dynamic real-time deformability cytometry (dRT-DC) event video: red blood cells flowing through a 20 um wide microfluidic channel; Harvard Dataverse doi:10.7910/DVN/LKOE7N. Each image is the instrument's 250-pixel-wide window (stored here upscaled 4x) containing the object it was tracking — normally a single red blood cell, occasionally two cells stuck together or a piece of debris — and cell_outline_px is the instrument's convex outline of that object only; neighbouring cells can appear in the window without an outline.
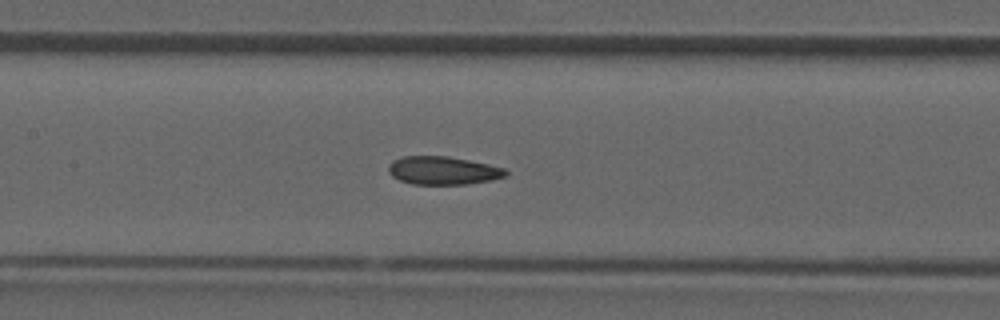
{"species": "common noctule bat (a hibernating species)", "species_latin": "Nyctalus noctula", "temperature_condition": "room temperature", "stored_images_in_passage": 42, "camera_frame_rate_fps": 3000, "um_per_image_px": 0.085, "animal": {"sex": "male", "forearm_length_mm": 52.5}, "frame": {"image": 1, "passage_image": 19, "time_ms": 6.0, "image_size_px": [1000, 320], "cell_outline_px": [[508, 172], [504, 176], [492, 180], [468, 184], [412, 184], [400, 180], [392, 176], [388, 172], [388, 164], [392, 160], [404, 156], [448, 156], [488, 164], [504, 168]], "centroid_in_image_um": [37.62, 14.49], "position_along_channel_um": 169.8, "area_um2": 19.25}}